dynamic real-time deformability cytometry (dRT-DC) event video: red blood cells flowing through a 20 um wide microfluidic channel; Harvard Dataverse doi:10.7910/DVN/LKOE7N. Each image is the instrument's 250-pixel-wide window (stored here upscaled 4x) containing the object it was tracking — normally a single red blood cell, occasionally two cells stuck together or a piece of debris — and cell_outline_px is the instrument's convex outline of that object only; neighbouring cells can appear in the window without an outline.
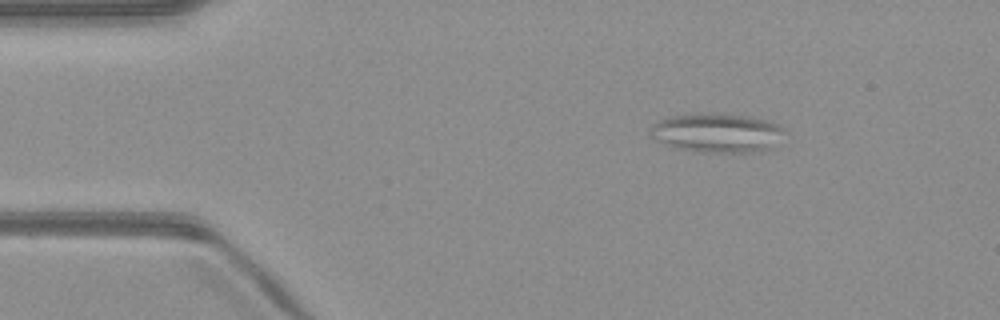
{"species": "common noctule bat (a hibernating species)", "species_latin": "Nyctalus noctula", "temperature_condition": "warm", "stored_images_in_passage": 51, "camera_frame_rate_fps": 3000, "um_per_image_px": 0.085, "animal": {"sex": "male", "body_mass_g": 23.1, "forearm_length_mm": 52.7}, "frame": {"image": 1, "passage_image": 8, "time_ms": 2.333, "image_size_px": [1000, 320], "cell_outline_px": [[784, 132], [768, 148], [744, 152], [704, 152], [676, 148], [656, 140], [652, 136], [652, 124], [660, 120], [672, 116], [700, 112], [712, 112], [744, 116], [768, 120], [780, 124], [784, 128]], "centroid_in_image_um": [60.91, 11.26], "position_along_channel_um": 24.1, "area_um2": 30.17}}
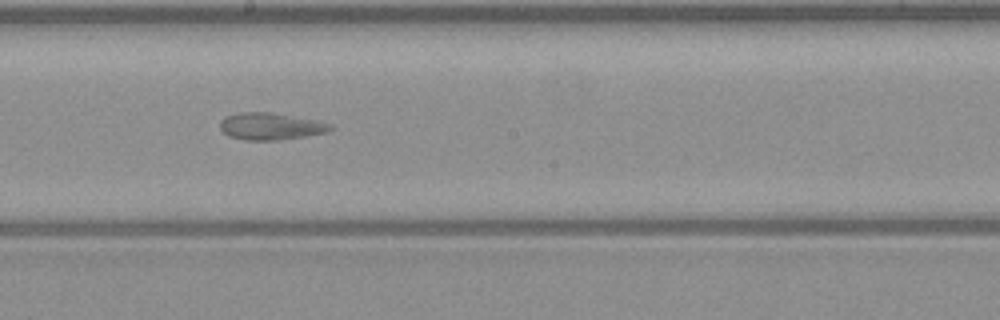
{"frame": {"image": 2, "passage_image": 28, "time_ms": 9.0, "image_size_px": [1000, 320], "cell_outline_px": [[336, 128], [328, 132], [280, 140], [244, 140], [228, 136], [220, 128], [220, 120], [224, 116], [240, 112], [272, 112], [320, 120], [332, 124]], "centroid_in_image_um": [23.04, 10.72], "position_along_channel_um": 225.2, "area_um2": 17.74}}
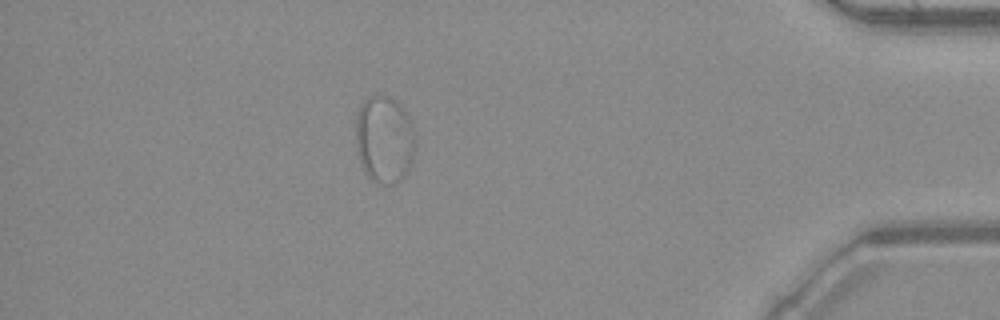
{"frame": {"image": 3, "passage_image": 45, "time_ms": 14.667, "image_size_px": [1000, 320], "cell_outline_px": [[416, 144], [412, 164], [408, 172], [400, 180], [392, 184], [376, 184], [364, 172], [356, 148], [356, 116], [360, 104], [368, 96], [388, 96], [396, 100], [404, 108], [408, 116], [412, 128]], "centroid_in_image_um": [32.67, 11.86], "position_along_channel_um": 402.5, "area_um2": 30.75}}